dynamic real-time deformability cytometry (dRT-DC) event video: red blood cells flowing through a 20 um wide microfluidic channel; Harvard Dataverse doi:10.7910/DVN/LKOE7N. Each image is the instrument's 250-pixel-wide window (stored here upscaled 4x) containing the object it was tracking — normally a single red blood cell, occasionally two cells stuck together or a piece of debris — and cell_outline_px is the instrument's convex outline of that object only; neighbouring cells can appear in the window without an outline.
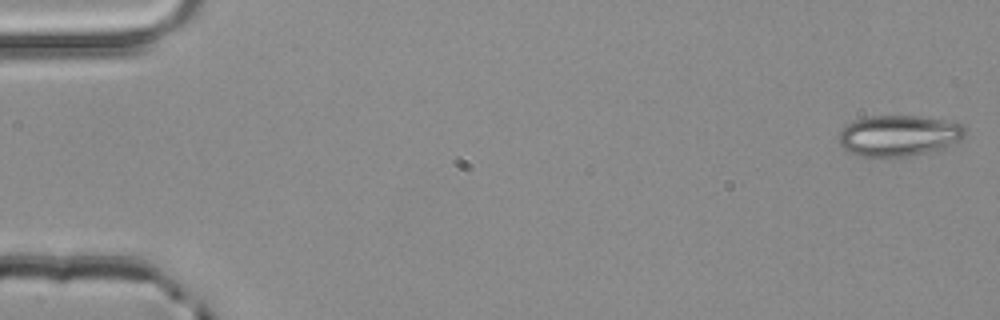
{"species": "common noctule bat (a hibernating species)", "species_latin": "Nyctalus noctula", "temperature_condition": "room temperature", "stored_images_in_passage": 4, "camera_frame_rate_fps": 3000, "um_per_image_px": 0.085, "animal": {"sex": "male", "body_mass_g": 20.4}, "frame": {"image": 1, "passage_image": 1, "time_ms": 0.0, "image_size_px": [1000, 320], "cell_outline_px": [[968, 132], [960, 140], [944, 148], [908, 156], [860, 156], [848, 152], [840, 144], [840, 132], [844, 124], [852, 120], [868, 116], [920, 116], [944, 120], [964, 124], [968, 128]], "centroid_in_image_um": [76.42, 11.51], "position_along_channel_um": 8.6, "area_um2": 30.35}}
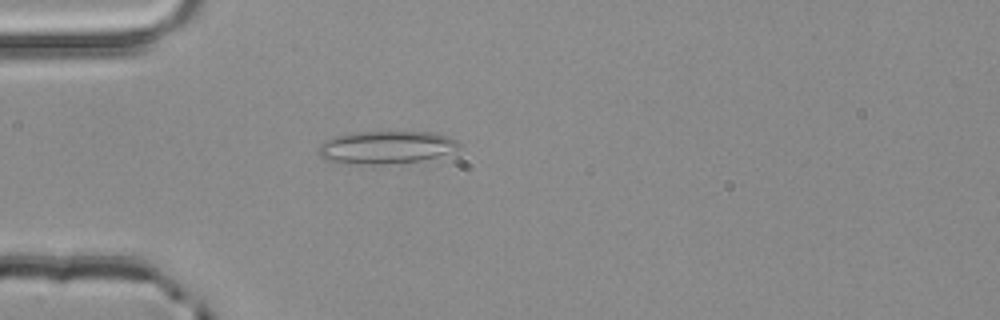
{"frame": {"image": 2, "passage_image": 4, "time_ms": 1.0, "image_size_px": [1000, 320], "cell_outline_px": [[460, 148], [436, 156], [420, 160], [388, 164], [352, 164], [324, 160], [316, 152], [320, 144], [336, 136], [352, 132], [432, 132], [448, 136], [456, 140], [460, 144]], "centroid_in_image_um": [32.77, 12.52], "position_along_channel_um": 52.2, "area_um2": 26.7}}